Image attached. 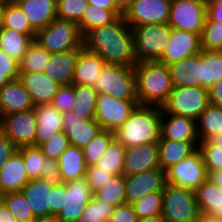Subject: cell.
Instances as JSON below:
<instances>
[{"label":"cell","mask_w":222,"mask_h":222,"mask_svg":"<svg viewBox=\"0 0 222 222\" xmlns=\"http://www.w3.org/2000/svg\"><path fill=\"white\" fill-rule=\"evenodd\" d=\"M0 222H17V220L2 201H0Z\"/></svg>","instance_id":"6125c7cd"},{"label":"cell","mask_w":222,"mask_h":222,"mask_svg":"<svg viewBox=\"0 0 222 222\" xmlns=\"http://www.w3.org/2000/svg\"><path fill=\"white\" fill-rule=\"evenodd\" d=\"M10 80L7 78V71H0V89L3 88Z\"/></svg>","instance_id":"89a4df30"},{"label":"cell","mask_w":222,"mask_h":222,"mask_svg":"<svg viewBox=\"0 0 222 222\" xmlns=\"http://www.w3.org/2000/svg\"><path fill=\"white\" fill-rule=\"evenodd\" d=\"M51 53L47 52L35 39L30 43L26 54L19 61L20 73L43 72L48 65Z\"/></svg>","instance_id":"8d00e7d4"},{"label":"cell","mask_w":222,"mask_h":222,"mask_svg":"<svg viewBox=\"0 0 222 222\" xmlns=\"http://www.w3.org/2000/svg\"><path fill=\"white\" fill-rule=\"evenodd\" d=\"M197 222H206V217L205 216H201L200 220Z\"/></svg>","instance_id":"8c879c8a"},{"label":"cell","mask_w":222,"mask_h":222,"mask_svg":"<svg viewBox=\"0 0 222 222\" xmlns=\"http://www.w3.org/2000/svg\"><path fill=\"white\" fill-rule=\"evenodd\" d=\"M200 141H175L171 139H159L158 152L161 168L166 171L179 161L193 154Z\"/></svg>","instance_id":"f546056e"},{"label":"cell","mask_w":222,"mask_h":222,"mask_svg":"<svg viewBox=\"0 0 222 222\" xmlns=\"http://www.w3.org/2000/svg\"><path fill=\"white\" fill-rule=\"evenodd\" d=\"M171 0H135L123 13L131 27L146 24H168Z\"/></svg>","instance_id":"4fadbf2b"},{"label":"cell","mask_w":222,"mask_h":222,"mask_svg":"<svg viewBox=\"0 0 222 222\" xmlns=\"http://www.w3.org/2000/svg\"><path fill=\"white\" fill-rule=\"evenodd\" d=\"M208 91L210 103L222 108V79L213 84Z\"/></svg>","instance_id":"91938a15"},{"label":"cell","mask_w":222,"mask_h":222,"mask_svg":"<svg viewBox=\"0 0 222 222\" xmlns=\"http://www.w3.org/2000/svg\"><path fill=\"white\" fill-rule=\"evenodd\" d=\"M29 181L22 154L17 150L0 170V193L21 191Z\"/></svg>","instance_id":"484cf974"},{"label":"cell","mask_w":222,"mask_h":222,"mask_svg":"<svg viewBox=\"0 0 222 222\" xmlns=\"http://www.w3.org/2000/svg\"><path fill=\"white\" fill-rule=\"evenodd\" d=\"M201 51L199 34L172 29L169 43L158 62L169 66Z\"/></svg>","instance_id":"9a60e30c"},{"label":"cell","mask_w":222,"mask_h":222,"mask_svg":"<svg viewBox=\"0 0 222 222\" xmlns=\"http://www.w3.org/2000/svg\"><path fill=\"white\" fill-rule=\"evenodd\" d=\"M133 69L139 105L162 107L174 87L168 66L158 61H144L137 62Z\"/></svg>","instance_id":"7a4b0ae2"},{"label":"cell","mask_w":222,"mask_h":222,"mask_svg":"<svg viewBox=\"0 0 222 222\" xmlns=\"http://www.w3.org/2000/svg\"><path fill=\"white\" fill-rule=\"evenodd\" d=\"M115 175L96 165H89L86 168L85 179L87 180L93 193L106 185Z\"/></svg>","instance_id":"f907efd6"},{"label":"cell","mask_w":222,"mask_h":222,"mask_svg":"<svg viewBox=\"0 0 222 222\" xmlns=\"http://www.w3.org/2000/svg\"><path fill=\"white\" fill-rule=\"evenodd\" d=\"M203 88L210 87L222 79V51L202 50Z\"/></svg>","instance_id":"60d3db41"},{"label":"cell","mask_w":222,"mask_h":222,"mask_svg":"<svg viewBox=\"0 0 222 222\" xmlns=\"http://www.w3.org/2000/svg\"><path fill=\"white\" fill-rule=\"evenodd\" d=\"M59 171L63 182L85 177L86 162L83 150L77 146L70 145L58 160Z\"/></svg>","instance_id":"4dcf8cb0"},{"label":"cell","mask_w":222,"mask_h":222,"mask_svg":"<svg viewBox=\"0 0 222 222\" xmlns=\"http://www.w3.org/2000/svg\"><path fill=\"white\" fill-rule=\"evenodd\" d=\"M131 29L136 61H158L169 43L172 28L168 24H146Z\"/></svg>","instance_id":"5b68a950"},{"label":"cell","mask_w":222,"mask_h":222,"mask_svg":"<svg viewBox=\"0 0 222 222\" xmlns=\"http://www.w3.org/2000/svg\"><path fill=\"white\" fill-rule=\"evenodd\" d=\"M138 105V100H120L112 95L97 94L94 119L103 130L115 132Z\"/></svg>","instance_id":"30bf717a"},{"label":"cell","mask_w":222,"mask_h":222,"mask_svg":"<svg viewBox=\"0 0 222 222\" xmlns=\"http://www.w3.org/2000/svg\"><path fill=\"white\" fill-rule=\"evenodd\" d=\"M37 33L57 18V0H14Z\"/></svg>","instance_id":"7402d4cb"},{"label":"cell","mask_w":222,"mask_h":222,"mask_svg":"<svg viewBox=\"0 0 222 222\" xmlns=\"http://www.w3.org/2000/svg\"><path fill=\"white\" fill-rule=\"evenodd\" d=\"M70 146L69 138L65 131L56 133L39 148L47 158L59 160L61 154Z\"/></svg>","instance_id":"c3c4849f"},{"label":"cell","mask_w":222,"mask_h":222,"mask_svg":"<svg viewBox=\"0 0 222 222\" xmlns=\"http://www.w3.org/2000/svg\"><path fill=\"white\" fill-rule=\"evenodd\" d=\"M35 38L36 34H23L0 25V49L18 62Z\"/></svg>","instance_id":"1f68e13d"},{"label":"cell","mask_w":222,"mask_h":222,"mask_svg":"<svg viewBox=\"0 0 222 222\" xmlns=\"http://www.w3.org/2000/svg\"><path fill=\"white\" fill-rule=\"evenodd\" d=\"M92 198L93 191L85 177L64 182V205L57 216L63 222H77Z\"/></svg>","instance_id":"5bb4252c"},{"label":"cell","mask_w":222,"mask_h":222,"mask_svg":"<svg viewBox=\"0 0 222 222\" xmlns=\"http://www.w3.org/2000/svg\"><path fill=\"white\" fill-rule=\"evenodd\" d=\"M34 222H63L57 215H49L37 218Z\"/></svg>","instance_id":"003e7915"},{"label":"cell","mask_w":222,"mask_h":222,"mask_svg":"<svg viewBox=\"0 0 222 222\" xmlns=\"http://www.w3.org/2000/svg\"><path fill=\"white\" fill-rule=\"evenodd\" d=\"M125 150L126 148L114 138L94 165L114 175H123Z\"/></svg>","instance_id":"f35d334b"},{"label":"cell","mask_w":222,"mask_h":222,"mask_svg":"<svg viewBox=\"0 0 222 222\" xmlns=\"http://www.w3.org/2000/svg\"><path fill=\"white\" fill-rule=\"evenodd\" d=\"M88 7V0H57V18L78 24Z\"/></svg>","instance_id":"7dc6e473"},{"label":"cell","mask_w":222,"mask_h":222,"mask_svg":"<svg viewBox=\"0 0 222 222\" xmlns=\"http://www.w3.org/2000/svg\"><path fill=\"white\" fill-rule=\"evenodd\" d=\"M53 186L43 178H39L30 180L21 190L36 218L50 215L49 204Z\"/></svg>","instance_id":"f1b7e54d"},{"label":"cell","mask_w":222,"mask_h":222,"mask_svg":"<svg viewBox=\"0 0 222 222\" xmlns=\"http://www.w3.org/2000/svg\"><path fill=\"white\" fill-rule=\"evenodd\" d=\"M0 71H7V78L17 80L20 74L19 62L0 49Z\"/></svg>","instance_id":"db71d44e"},{"label":"cell","mask_w":222,"mask_h":222,"mask_svg":"<svg viewBox=\"0 0 222 222\" xmlns=\"http://www.w3.org/2000/svg\"><path fill=\"white\" fill-rule=\"evenodd\" d=\"M63 129L70 145L81 149L103 130L95 119H84L75 115L74 111L63 114Z\"/></svg>","instance_id":"ac0fdd59"},{"label":"cell","mask_w":222,"mask_h":222,"mask_svg":"<svg viewBox=\"0 0 222 222\" xmlns=\"http://www.w3.org/2000/svg\"><path fill=\"white\" fill-rule=\"evenodd\" d=\"M162 217L167 222H197L201 213L195 192L166 184L163 189Z\"/></svg>","instance_id":"52a82bcc"},{"label":"cell","mask_w":222,"mask_h":222,"mask_svg":"<svg viewBox=\"0 0 222 222\" xmlns=\"http://www.w3.org/2000/svg\"><path fill=\"white\" fill-rule=\"evenodd\" d=\"M34 109L36 113L35 146L40 147L56 133L64 131L63 114L51 104L39 105Z\"/></svg>","instance_id":"603a6c76"},{"label":"cell","mask_w":222,"mask_h":222,"mask_svg":"<svg viewBox=\"0 0 222 222\" xmlns=\"http://www.w3.org/2000/svg\"><path fill=\"white\" fill-rule=\"evenodd\" d=\"M199 145H216L222 147V132L215 136L208 137L205 141L200 142Z\"/></svg>","instance_id":"e7e4bbea"},{"label":"cell","mask_w":222,"mask_h":222,"mask_svg":"<svg viewBox=\"0 0 222 222\" xmlns=\"http://www.w3.org/2000/svg\"><path fill=\"white\" fill-rule=\"evenodd\" d=\"M206 15L211 21L222 22V0L206 4Z\"/></svg>","instance_id":"680465c9"},{"label":"cell","mask_w":222,"mask_h":222,"mask_svg":"<svg viewBox=\"0 0 222 222\" xmlns=\"http://www.w3.org/2000/svg\"><path fill=\"white\" fill-rule=\"evenodd\" d=\"M32 108H35V105L31 96L18 79L9 81L0 89V118Z\"/></svg>","instance_id":"d4e9b609"},{"label":"cell","mask_w":222,"mask_h":222,"mask_svg":"<svg viewBox=\"0 0 222 222\" xmlns=\"http://www.w3.org/2000/svg\"><path fill=\"white\" fill-rule=\"evenodd\" d=\"M23 157L25 169L30 180L39 179L45 173L46 156L36 146L18 148Z\"/></svg>","instance_id":"b9f144b4"},{"label":"cell","mask_w":222,"mask_h":222,"mask_svg":"<svg viewBox=\"0 0 222 222\" xmlns=\"http://www.w3.org/2000/svg\"><path fill=\"white\" fill-rule=\"evenodd\" d=\"M74 100V84L62 85L58 88L50 104L64 114L72 111Z\"/></svg>","instance_id":"681fc988"},{"label":"cell","mask_w":222,"mask_h":222,"mask_svg":"<svg viewBox=\"0 0 222 222\" xmlns=\"http://www.w3.org/2000/svg\"><path fill=\"white\" fill-rule=\"evenodd\" d=\"M206 4H212L217 2L218 0H204Z\"/></svg>","instance_id":"2644e50d"},{"label":"cell","mask_w":222,"mask_h":222,"mask_svg":"<svg viewBox=\"0 0 222 222\" xmlns=\"http://www.w3.org/2000/svg\"><path fill=\"white\" fill-rule=\"evenodd\" d=\"M114 207L103 200L97 199L93 195L91 201L81 212L77 222H108Z\"/></svg>","instance_id":"f6af8a7d"},{"label":"cell","mask_w":222,"mask_h":222,"mask_svg":"<svg viewBox=\"0 0 222 222\" xmlns=\"http://www.w3.org/2000/svg\"><path fill=\"white\" fill-rule=\"evenodd\" d=\"M64 205V182L54 185L51 191L50 215H58Z\"/></svg>","instance_id":"9f6ffc18"},{"label":"cell","mask_w":222,"mask_h":222,"mask_svg":"<svg viewBox=\"0 0 222 222\" xmlns=\"http://www.w3.org/2000/svg\"><path fill=\"white\" fill-rule=\"evenodd\" d=\"M82 49H73L65 52L52 53L45 73L60 86L71 85L79 52Z\"/></svg>","instance_id":"cb8c5ba5"},{"label":"cell","mask_w":222,"mask_h":222,"mask_svg":"<svg viewBox=\"0 0 222 222\" xmlns=\"http://www.w3.org/2000/svg\"><path fill=\"white\" fill-rule=\"evenodd\" d=\"M201 50H222V22L211 21L207 16L200 34Z\"/></svg>","instance_id":"bcb514c9"},{"label":"cell","mask_w":222,"mask_h":222,"mask_svg":"<svg viewBox=\"0 0 222 222\" xmlns=\"http://www.w3.org/2000/svg\"><path fill=\"white\" fill-rule=\"evenodd\" d=\"M105 65L97 53L83 48L78 55L72 84L93 86Z\"/></svg>","instance_id":"83f0119b"},{"label":"cell","mask_w":222,"mask_h":222,"mask_svg":"<svg viewBox=\"0 0 222 222\" xmlns=\"http://www.w3.org/2000/svg\"><path fill=\"white\" fill-rule=\"evenodd\" d=\"M195 196L201 216L222 222L221 186L206 180L195 191Z\"/></svg>","instance_id":"4316f807"},{"label":"cell","mask_w":222,"mask_h":222,"mask_svg":"<svg viewBox=\"0 0 222 222\" xmlns=\"http://www.w3.org/2000/svg\"><path fill=\"white\" fill-rule=\"evenodd\" d=\"M165 172L168 184L186 188L193 192L207 180V168L199 149L168 168Z\"/></svg>","instance_id":"9c48e42d"},{"label":"cell","mask_w":222,"mask_h":222,"mask_svg":"<svg viewBox=\"0 0 222 222\" xmlns=\"http://www.w3.org/2000/svg\"><path fill=\"white\" fill-rule=\"evenodd\" d=\"M88 4L106 10H119L114 0H88Z\"/></svg>","instance_id":"94428289"},{"label":"cell","mask_w":222,"mask_h":222,"mask_svg":"<svg viewBox=\"0 0 222 222\" xmlns=\"http://www.w3.org/2000/svg\"><path fill=\"white\" fill-rule=\"evenodd\" d=\"M161 107L138 105L125 123L114 132V138L125 148L158 143Z\"/></svg>","instance_id":"3957f363"},{"label":"cell","mask_w":222,"mask_h":222,"mask_svg":"<svg viewBox=\"0 0 222 222\" xmlns=\"http://www.w3.org/2000/svg\"><path fill=\"white\" fill-rule=\"evenodd\" d=\"M207 180L210 183H213L222 187V169L218 171H207Z\"/></svg>","instance_id":"be15d7a7"},{"label":"cell","mask_w":222,"mask_h":222,"mask_svg":"<svg viewBox=\"0 0 222 222\" xmlns=\"http://www.w3.org/2000/svg\"><path fill=\"white\" fill-rule=\"evenodd\" d=\"M114 139V132L102 130L84 147L83 155L86 165H94L106 152L108 145Z\"/></svg>","instance_id":"ee69618b"},{"label":"cell","mask_w":222,"mask_h":222,"mask_svg":"<svg viewBox=\"0 0 222 222\" xmlns=\"http://www.w3.org/2000/svg\"><path fill=\"white\" fill-rule=\"evenodd\" d=\"M135 0H114L116 7L124 13Z\"/></svg>","instance_id":"03108f58"},{"label":"cell","mask_w":222,"mask_h":222,"mask_svg":"<svg viewBox=\"0 0 222 222\" xmlns=\"http://www.w3.org/2000/svg\"><path fill=\"white\" fill-rule=\"evenodd\" d=\"M1 201L7 206L17 222H34L37 219L21 191L4 193L1 195Z\"/></svg>","instance_id":"74e56055"},{"label":"cell","mask_w":222,"mask_h":222,"mask_svg":"<svg viewBox=\"0 0 222 222\" xmlns=\"http://www.w3.org/2000/svg\"><path fill=\"white\" fill-rule=\"evenodd\" d=\"M206 16L204 0H171L168 25L200 35Z\"/></svg>","instance_id":"8fae6325"},{"label":"cell","mask_w":222,"mask_h":222,"mask_svg":"<svg viewBox=\"0 0 222 222\" xmlns=\"http://www.w3.org/2000/svg\"><path fill=\"white\" fill-rule=\"evenodd\" d=\"M207 171L222 169V147L216 145H199Z\"/></svg>","instance_id":"816d5d0a"},{"label":"cell","mask_w":222,"mask_h":222,"mask_svg":"<svg viewBox=\"0 0 222 222\" xmlns=\"http://www.w3.org/2000/svg\"><path fill=\"white\" fill-rule=\"evenodd\" d=\"M0 25L23 34H36L14 0H9L0 7Z\"/></svg>","instance_id":"d6a6232c"},{"label":"cell","mask_w":222,"mask_h":222,"mask_svg":"<svg viewBox=\"0 0 222 222\" xmlns=\"http://www.w3.org/2000/svg\"><path fill=\"white\" fill-rule=\"evenodd\" d=\"M93 195L100 200H103L113 206H118L126 203L125 193V176L115 175L102 188L97 189Z\"/></svg>","instance_id":"ab89813d"},{"label":"cell","mask_w":222,"mask_h":222,"mask_svg":"<svg viewBox=\"0 0 222 222\" xmlns=\"http://www.w3.org/2000/svg\"><path fill=\"white\" fill-rule=\"evenodd\" d=\"M18 80L29 92L36 106L50 104L60 85L43 72L20 73Z\"/></svg>","instance_id":"ffe728a7"},{"label":"cell","mask_w":222,"mask_h":222,"mask_svg":"<svg viewBox=\"0 0 222 222\" xmlns=\"http://www.w3.org/2000/svg\"><path fill=\"white\" fill-rule=\"evenodd\" d=\"M132 206L138 219L162 215L163 191L144 194L133 202Z\"/></svg>","instance_id":"7bdbcfd3"},{"label":"cell","mask_w":222,"mask_h":222,"mask_svg":"<svg viewBox=\"0 0 222 222\" xmlns=\"http://www.w3.org/2000/svg\"><path fill=\"white\" fill-rule=\"evenodd\" d=\"M199 141L222 132V108L209 103L197 119Z\"/></svg>","instance_id":"836d02e7"},{"label":"cell","mask_w":222,"mask_h":222,"mask_svg":"<svg viewBox=\"0 0 222 222\" xmlns=\"http://www.w3.org/2000/svg\"><path fill=\"white\" fill-rule=\"evenodd\" d=\"M0 130L17 148L35 146L36 113L35 109L14 112L0 118Z\"/></svg>","instance_id":"7c38bea8"},{"label":"cell","mask_w":222,"mask_h":222,"mask_svg":"<svg viewBox=\"0 0 222 222\" xmlns=\"http://www.w3.org/2000/svg\"><path fill=\"white\" fill-rule=\"evenodd\" d=\"M166 184V172L162 168L125 176L126 203L132 204L150 192L163 191Z\"/></svg>","instance_id":"2e32d148"},{"label":"cell","mask_w":222,"mask_h":222,"mask_svg":"<svg viewBox=\"0 0 222 222\" xmlns=\"http://www.w3.org/2000/svg\"><path fill=\"white\" fill-rule=\"evenodd\" d=\"M174 86L203 87L202 51L168 66Z\"/></svg>","instance_id":"44dd1931"},{"label":"cell","mask_w":222,"mask_h":222,"mask_svg":"<svg viewBox=\"0 0 222 222\" xmlns=\"http://www.w3.org/2000/svg\"><path fill=\"white\" fill-rule=\"evenodd\" d=\"M93 88L98 94L112 95L120 100H138L133 67L106 64Z\"/></svg>","instance_id":"8992f818"},{"label":"cell","mask_w":222,"mask_h":222,"mask_svg":"<svg viewBox=\"0 0 222 222\" xmlns=\"http://www.w3.org/2000/svg\"><path fill=\"white\" fill-rule=\"evenodd\" d=\"M157 168H161L158 143L141 144L126 148L123 166L124 176H131Z\"/></svg>","instance_id":"e0dca14e"},{"label":"cell","mask_w":222,"mask_h":222,"mask_svg":"<svg viewBox=\"0 0 222 222\" xmlns=\"http://www.w3.org/2000/svg\"><path fill=\"white\" fill-rule=\"evenodd\" d=\"M17 150L15 144L0 130V170Z\"/></svg>","instance_id":"6f0895ef"},{"label":"cell","mask_w":222,"mask_h":222,"mask_svg":"<svg viewBox=\"0 0 222 222\" xmlns=\"http://www.w3.org/2000/svg\"><path fill=\"white\" fill-rule=\"evenodd\" d=\"M41 178L52 185L63 183L57 160L46 157L45 173L41 176Z\"/></svg>","instance_id":"11a10c76"},{"label":"cell","mask_w":222,"mask_h":222,"mask_svg":"<svg viewBox=\"0 0 222 222\" xmlns=\"http://www.w3.org/2000/svg\"><path fill=\"white\" fill-rule=\"evenodd\" d=\"M206 222H219V221H217V220H212V219H209V218L206 217Z\"/></svg>","instance_id":"753ad0ef"},{"label":"cell","mask_w":222,"mask_h":222,"mask_svg":"<svg viewBox=\"0 0 222 222\" xmlns=\"http://www.w3.org/2000/svg\"><path fill=\"white\" fill-rule=\"evenodd\" d=\"M97 94L93 86L74 85L75 102L72 111L75 115L84 119H94Z\"/></svg>","instance_id":"d590c367"},{"label":"cell","mask_w":222,"mask_h":222,"mask_svg":"<svg viewBox=\"0 0 222 222\" xmlns=\"http://www.w3.org/2000/svg\"><path fill=\"white\" fill-rule=\"evenodd\" d=\"M160 139L199 141L197 121L185 116L165 113L161 109Z\"/></svg>","instance_id":"d6986e66"},{"label":"cell","mask_w":222,"mask_h":222,"mask_svg":"<svg viewBox=\"0 0 222 222\" xmlns=\"http://www.w3.org/2000/svg\"><path fill=\"white\" fill-rule=\"evenodd\" d=\"M138 218L132 204L125 203L114 207L108 222H137Z\"/></svg>","instance_id":"f5cc1de1"},{"label":"cell","mask_w":222,"mask_h":222,"mask_svg":"<svg viewBox=\"0 0 222 222\" xmlns=\"http://www.w3.org/2000/svg\"><path fill=\"white\" fill-rule=\"evenodd\" d=\"M209 103V91L206 88L174 86L161 109L165 113L185 116L197 121Z\"/></svg>","instance_id":"ba28073f"},{"label":"cell","mask_w":222,"mask_h":222,"mask_svg":"<svg viewBox=\"0 0 222 222\" xmlns=\"http://www.w3.org/2000/svg\"><path fill=\"white\" fill-rule=\"evenodd\" d=\"M35 40L51 54L84 48L78 24L59 18L39 30Z\"/></svg>","instance_id":"277c9868"},{"label":"cell","mask_w":222,"mask_h":222,"mask_svg":"<svg viewBox=\"0 0 222 222\" xmlns=\"http://www.w3.org/2000/svg\"><path fill=\"white\" fill-rule=\"evenodd\" d=\"M121 15L123 13L120 10H106L89 5L78 23L80 33L84 37L90 30L110 24Z\"/></svg>","instance_id":"e575fe53"},{"label":"cell","mask_w":222,"mask_h":222,"mask_svg":"<svg viewBox=\"0 0 222 222\" xmlns=\"http://www.w3.org/2000/svg\"><path fill=\"white\" fill-rule=\"evenodd\" d=\"M83 47L97 53L106 64L134 67L137 63L131 27L123 15L83 37Z\"/></svg>","instance_id":"6da1fadb"},{"label":"cell","mask_w":222,"mask_h":222,"mask_svg":"<svg viewBox=\"0 0 222 222\" xmlns=\"http://www.w3.org/2000/svg\"><path fill=\"white\" fill-rule=\"evenodd\" d=\"M9 0H0V7L5 3L8 2Z\"/></svg>","instance_id":"34e18365"},{"label":"cell","mask_w":222,"mask_h":222,"mask_svg":"<svg viewBox=\"0 0 222 222\" xmlns=\"http://www.w3.org/2000/svg\"><path fill=\"white\" fill-rule=\"evenodd\" d=\"M137 222H167V221L162 217V215H157L153 217L138 219Z\"/></svg>","instance_id":"a7ac6f4b"}]
</instances>
